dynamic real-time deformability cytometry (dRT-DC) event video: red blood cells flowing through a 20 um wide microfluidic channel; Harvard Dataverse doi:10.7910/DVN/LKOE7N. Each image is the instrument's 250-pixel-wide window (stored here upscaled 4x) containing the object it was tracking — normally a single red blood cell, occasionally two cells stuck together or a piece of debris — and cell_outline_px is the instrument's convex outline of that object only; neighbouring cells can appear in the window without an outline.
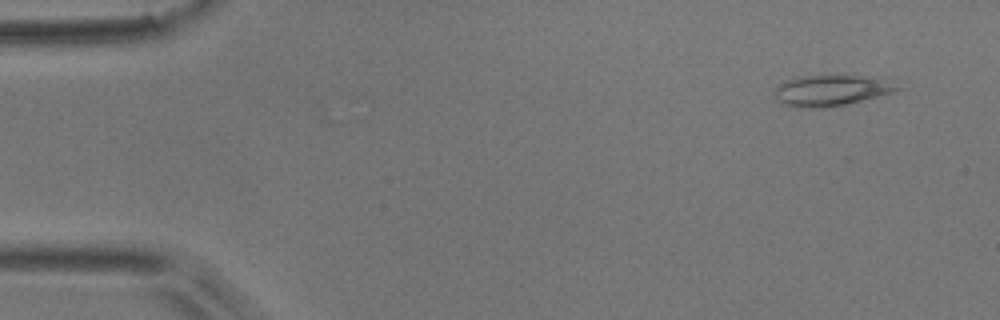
{"species": "common noctule bat (a hibernating species)", "species_latin": "Nyctalus noctula", "temperature_condition": "room temperature", "stored_images_in_passage": 6, "camera_frame_rate_fps": 3000, "um_per_image_px": 0.085, "animal": {"sex": "male", "body_mass_g": 17.9}, "frame": {"image": 1, "passage_image": 6, "time_ms": 1.667, "image_size_px": [1000, 320], "cell_outline_px": [[900, 88], [892, 92], [848, 104], [820, 108], [796, 108], [780, 104], [776, 100], [776, 88], [780, 84], [788, 80], [804, 76], [860, 76]], "centroid_in_image_um": [70.46, 7.74], "position_along_channel_um": 14.5, "area_um2": 21.04}}